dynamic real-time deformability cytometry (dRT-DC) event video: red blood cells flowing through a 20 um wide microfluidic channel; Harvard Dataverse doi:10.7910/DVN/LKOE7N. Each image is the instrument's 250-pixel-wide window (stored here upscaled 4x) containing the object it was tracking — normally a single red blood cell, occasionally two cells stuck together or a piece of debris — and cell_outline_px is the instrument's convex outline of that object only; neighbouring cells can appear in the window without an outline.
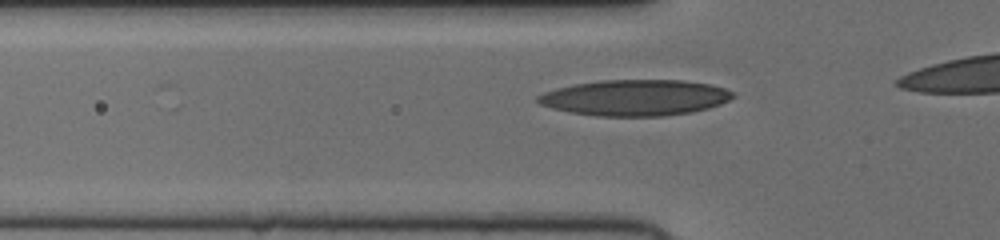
{"species": "human", "species_latin": "Homo sapiens", "temperature_condition": "cold", "stored_images_in_passage": 23, "camera_frame_rate_fps": 3000, "um_per_image_px": 0.085, "donor": {"sex": "female"}, "frame": {"image": 1, "passage_image": 3, "time_ms": 0.667, "image_size_px": [1000, 240], "cell_outline_px": [[736, 96], [720, 104], [708, 108], [692, 112], [664, 116], [596, 116], [572, 112], [552, 108], [540, 104], [536, 100], [536, 96], [544, 92], [556, 88], [576, 84], [600, 80], [684, 80], [712, 84], [724, 88], [732, 92]], "centroid_in_image_um": [54.0, 8.3], "position_along_channel_um": 71.8, "area_um2": 40.92}}
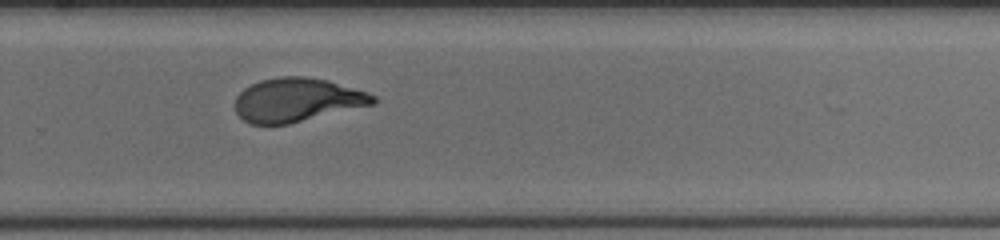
{"frame": {"image": 2, "passage_image": 15, "time_ms": 4.667, "image_size_px": [1000, 240], "cell_outline_px": [[376, 104], [288, 124], [248, 124], [236, 112], [236, 96], [244, 88], [260, 80], [280, 76], [308, 76], [328, 80], [368, 92], [376, 96]], "centroid_in_image_um": [25.27, 8.49], "position_along_channel_um": 304.5, "area_um2": 35.32}}
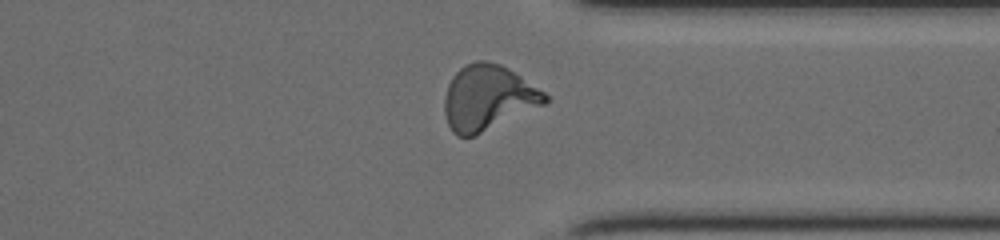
{"frame": {"image": 3, "passage_image": 20, "time_ms": 6.333, "image_size_px": [1000, 240], "cell_outline_px": [[552, 100], [544, 104], [476, 136], [456, 136], [452, 132], [448, 124], [444, 112], [444, 96], [448, 84], [452, 76], [464, 64], [476, 60], [484, 60], [500, 64], [508, 68], [544, 92]], "centroid_in_image_um": [41.45, 8.31], "position_along_channel_um": 370.0, "area_um2": 38.32}}